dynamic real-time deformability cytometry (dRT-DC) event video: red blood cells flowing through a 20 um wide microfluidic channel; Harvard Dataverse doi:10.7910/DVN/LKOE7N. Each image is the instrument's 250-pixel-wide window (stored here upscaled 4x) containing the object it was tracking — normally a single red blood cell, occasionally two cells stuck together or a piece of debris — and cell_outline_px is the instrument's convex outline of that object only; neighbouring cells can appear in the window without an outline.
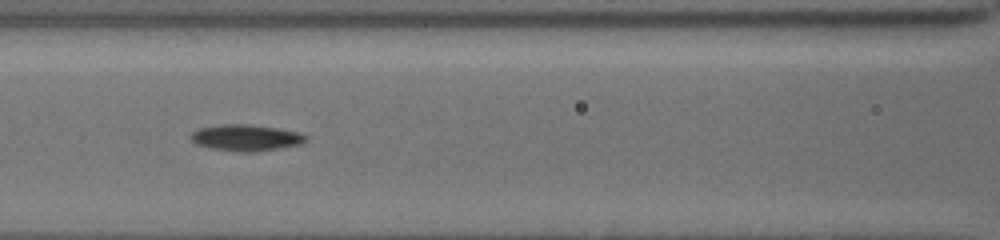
{"species": "common noctule bat (a hibernating species)", "species_latin": "Nyctalus noctula", "temperature_condition": "cold", "stored_images_in_passage": 11, "camera_frame_rate_fps": 3000, "um_per_image_px": 0.085, "animal": {"sex": "female", "body_mass_g": 19.5, "forearm_length_mm": 54.1}, "frame": {"image": 1, "passage_image": 10, "time_ms": 8.667, "image_size_px": [1000, 240], "cell_outline_px": [[304, 140], [300, 144], [280, 148], [256, 152], [236, 152], [212, 148], [196, 144], [192, 140], [192, 132], [200, 128], [224, 124], [248, 124], [276, 128], [296, 132], [304, 136]], "centroid_in_image_um": [20.86, 11.72], "position_along_channel_um": 145.7, "area_um2": 17.28}}